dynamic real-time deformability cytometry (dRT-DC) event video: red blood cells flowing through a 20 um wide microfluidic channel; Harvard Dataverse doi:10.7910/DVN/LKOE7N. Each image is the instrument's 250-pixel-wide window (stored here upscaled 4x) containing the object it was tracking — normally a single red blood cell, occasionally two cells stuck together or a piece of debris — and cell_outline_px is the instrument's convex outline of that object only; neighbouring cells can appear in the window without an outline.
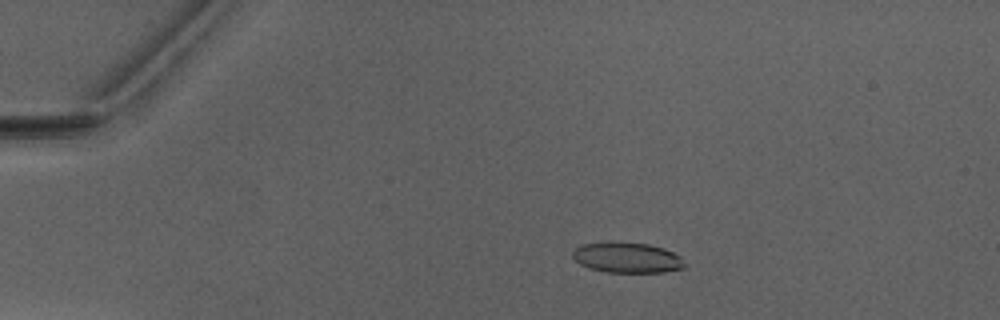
{"species": "Egyptian fruit bat (a non-hibernating species)", "species_latin": "Rousettus aegyptiacus", "temperature_condition": "warm", "stored_images_in_passage": 52, "camera_frame_rate_fps": 3000, "um_per_image_px": 0.085, "animal": {"sex": "male"}, "frame": {"image": 1, "passage_image": 11, "time_ms": 3.333, "image_size_px": [1000, 320], "cell_outline_px": [[684, 268], [664, 272], [608, 272], [588, 268], [580, 264], [572, 256], [572, 252], [580, 244], [648, 244], [664, 248], [680, 256], [684, 264]], "centroid_in_image_um": [53.32, 21.93], "position_along_channel_um": 31.7, "area_um2": 19.19}}
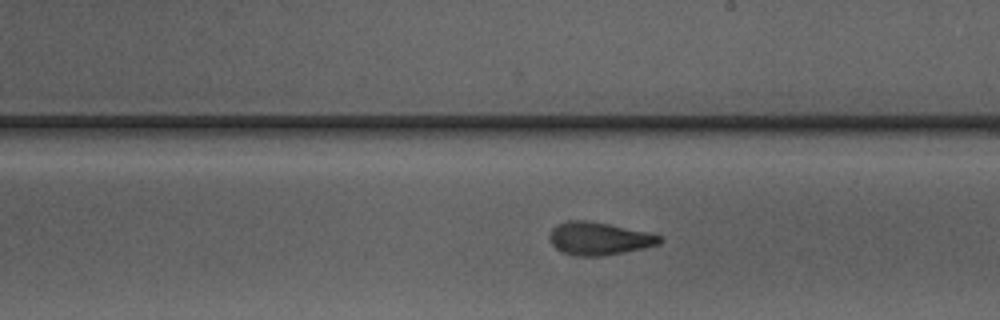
{"frame": {"image": 2, "passage_image": 31, "time_ms": 10.0, "image_size_px": [1000, 320], "cell_outline_px": [[660, 244], [644, 248], [604, 256], [576, 256], [564, 252], [556, 248], [552, 244], [548, 236], [552, 228], [556, 224], [568, 220], [588, 220], [648, 232], [660, 236]], "centroid_in_image_um": [50.88, 20.27], "position_along_channel_um": 238.1, "area_um2": 21.04}}
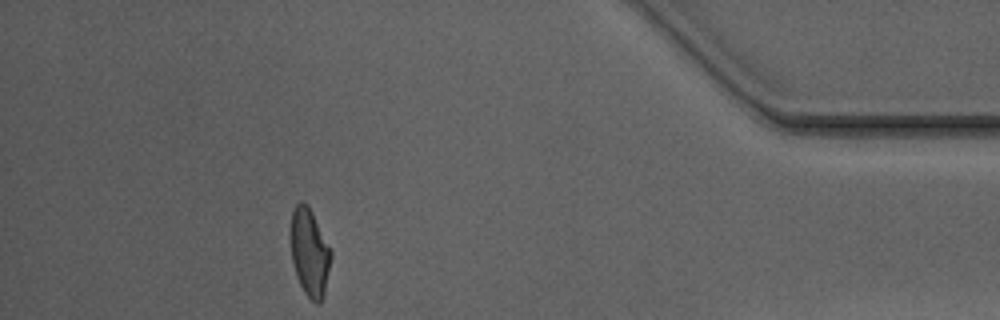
{"frame": {"image": 3, "passage_image": 47, "time_ms": 15.333, "image_size_px": [1000, 320], "cell_outline_px": [[332, 256], [324, 292], [320, 304], [316, 304], [304, 292], [296, 276], [292, 260], [288, 232], [292, 212], [296, 204], [300, 200], [304, 200], [308, 204], [332, 252]], "centroid_in_image_um": [26.27, 21.4], "position_along_channel_um": 408.9, "area_um2": 20.92}, "authors_computed_cell_mechanics": {"area_um2": 20.8947, "velocity_mm_per_s": 4.0877, "shape_relaxation_time_tau1_ms": 4.9857, "shape_relaxation_time_tau2_ms": 1.5535, "deformation_change_tau1": 0.1643, "deformation_change_tau2": 0.0878}}